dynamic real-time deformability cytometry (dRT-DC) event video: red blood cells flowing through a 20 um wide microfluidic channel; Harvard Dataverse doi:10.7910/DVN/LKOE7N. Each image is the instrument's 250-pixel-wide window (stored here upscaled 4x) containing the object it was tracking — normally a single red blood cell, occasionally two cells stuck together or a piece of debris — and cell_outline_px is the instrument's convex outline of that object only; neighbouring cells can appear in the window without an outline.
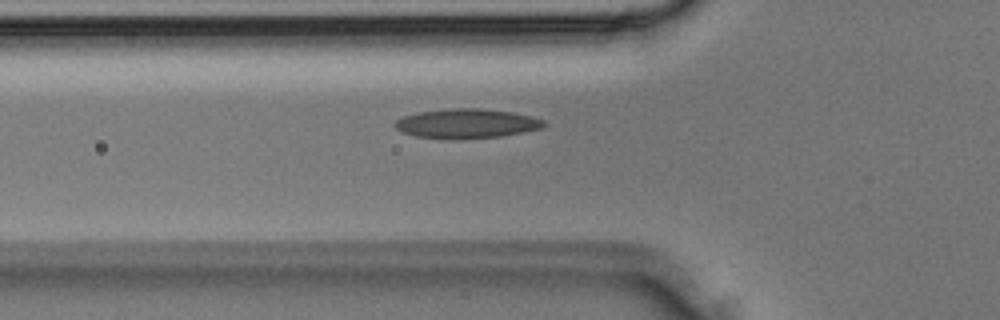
{"species": "Egyptian fruit bat (a non-hibernating species)", "species_latin": "Rousettus aegyptiacus", "temperature_condition": "room temperature", "stored_images_in_passage": 24, "camera_frame_rate_fps": 3000, "um_per_image_px": 0.085, "animal": {"sex": "male"}, "frame": {"image": 1, "passage_image": 3, "time_ms": 0.667, "image_size_px": [1000, 320], "cell_outline_px": [[548, 124], [544, 128], [524, 132], [500, 136], [460, 140], [448, 140], [416, 136], [400, 132], [392, 124], [396, 120], [404, 116], [416, 112], [452, 108], [480, 108], [512, 112], [544, 120]], "centroid_in_image_um": [39.64, 10.52], "position_along_channel_um": 86.2, "area_um2": 26.01}}
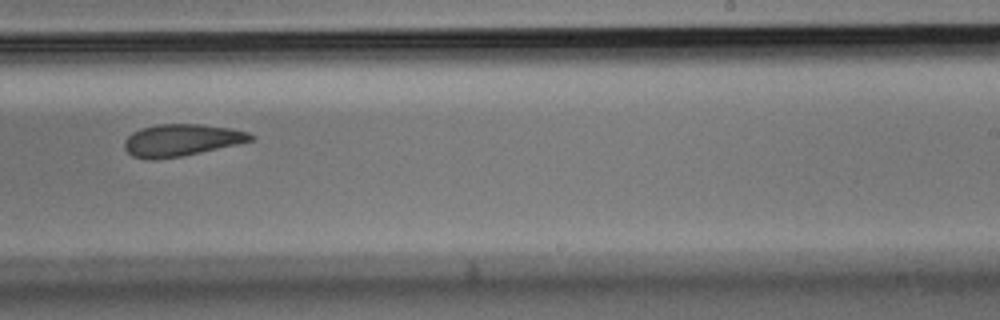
{"frame": {"image": 2, "passage_image": 13, "time_ms": 4.0, "image_size_px": [1000, 320], "cell_outline_px": [[256, 136], [252, 140], [236, 144], [200, 152], [180, 156], [152, 160], [148, 160], [132, 156], [124, 148], [124, 140], [132, 132], [140, 128], [156, 124], [200, 124], [228, 128], [248, 132]], "centroid_in_image_um": [15.36, 11.91], "position_along_channel_um": 273.6, "area_um2": 23.41}}
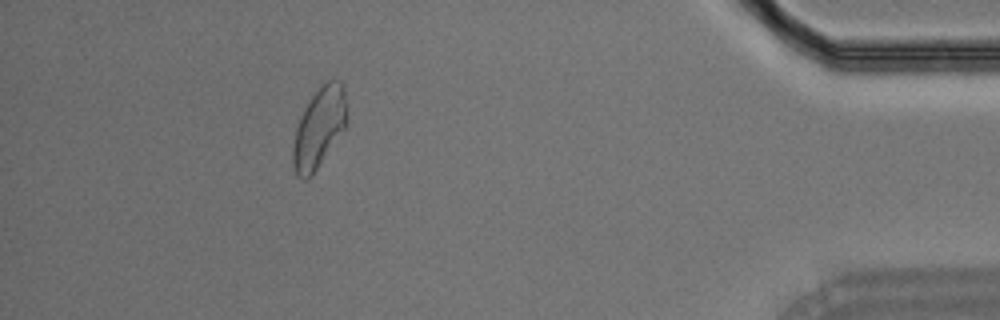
{"frame": {"image": 3, "passage_image": 23, "time_ms": 7.333, "image_size_px": [1000, 320], "cell_outline_px": [[344, 128], [312, 176], [308, 180], [304, 180], [296, 176], [292, 168], [292, 148], [296, 128], [300, 116], [304, 108], [312, 96], [328, 80], [340, 80], [344, 84]], "centroid_in_image_um": [27.05, 10.93], "position_along_channel_um": 408.1, "area_um2": 24.62}}